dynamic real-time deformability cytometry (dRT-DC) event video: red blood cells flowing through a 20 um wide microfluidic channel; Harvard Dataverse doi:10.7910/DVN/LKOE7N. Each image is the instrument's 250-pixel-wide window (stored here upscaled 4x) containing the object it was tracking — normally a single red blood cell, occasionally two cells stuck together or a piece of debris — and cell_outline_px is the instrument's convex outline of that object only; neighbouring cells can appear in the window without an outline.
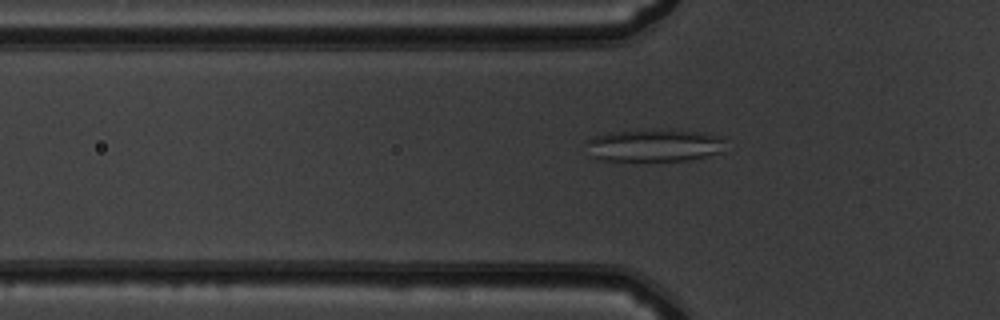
{"species": "common noctule bat (a hibernating species)", "species_latin": "Nyctalus noctula", "temperature_condition": "warm", "stored_images_in_passage": 51, "camera_frame_rate_fps": 3000, "um_per_image_px": 0.085, "animal": {"sex": "male", "body_mass_g": 19.5, "forearm_length_mm": 54.6}, "frame": {"image": 1, "passage_image": 17, "time_ms": 5.333, "image_size_px": [1000, 320], "cell_outline_px": [[724, 152], [688, 160], [636, 164], [600, 160], [592, 156], [584, 140], [596, 136], [612, 132], [668, 128], [700, 132], [720, 136], [724, 140]], "centroid_in_image_um": [55.59, 12.4], "position_along_channel_um": 70.2, "area_um2": 27.8}}
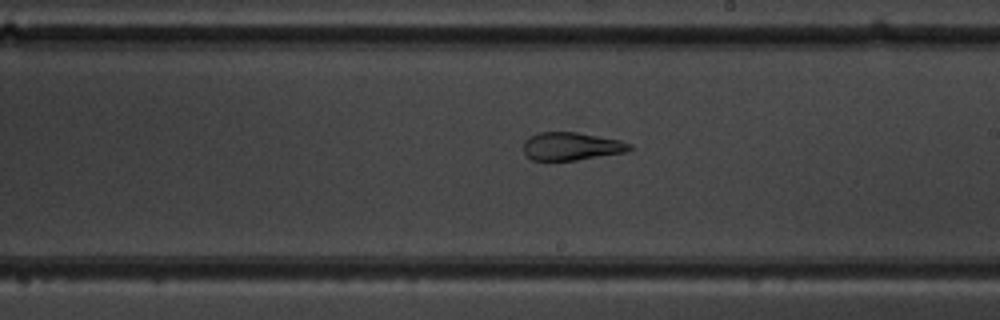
{"frame": {"image": 2, "passage_image": 30, "time_ms": 9.667, "image_size_px": [1000, 320], "cell_outline_px": [[632, 148], [628, 152], [576, 160], [532, 160], [524, 152], [524, 140], [528, 136], [540, 132], [576, 132], [620, 140], [632, 144]], "centroid_in_image_um": [48.58, 12.43], "position_along_channel_um": 240.4, "area_um2": 17.34}}
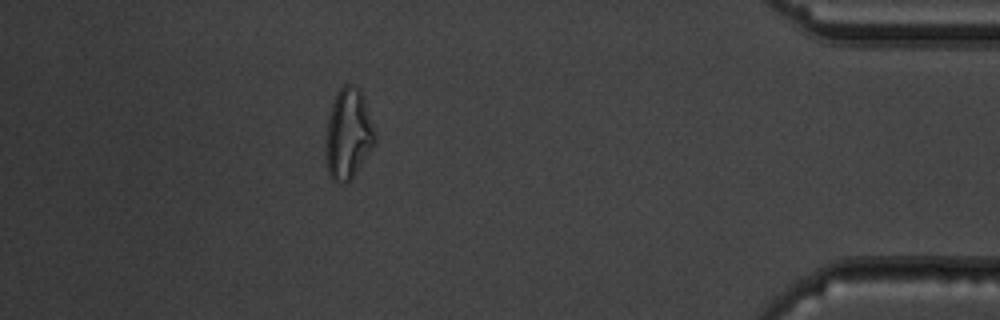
{"frame": {"image": 3, "passage_image": 46, "time_ms": 15.0, "image_size_px": [1000, 320], "cell_outline_px": [[376, 140], [372, 148], [352, 180], [344, 184], [336, 184], [328, 176], [324, 152], [324, 136], [328, 116], [336, 92], [344, 84], [356, 84], [360, 88], [364, 96], [376, 132]], "centroid_in_image_um": [29.57, 11.41], "position_along_channel_um": 405.6, "area_um2": 27.11}, "authors_computed_cell_mechanics": {"area_um2": 24.4494, "velocity_mm_per_s": 3.9219, "shape_relaxation_time_tau1_ms": null, "shape_relaxation_time_tau2_ms": 1.9693, "deformation_change_tau1": null, "deformation_change_tau2": 0.1086}}